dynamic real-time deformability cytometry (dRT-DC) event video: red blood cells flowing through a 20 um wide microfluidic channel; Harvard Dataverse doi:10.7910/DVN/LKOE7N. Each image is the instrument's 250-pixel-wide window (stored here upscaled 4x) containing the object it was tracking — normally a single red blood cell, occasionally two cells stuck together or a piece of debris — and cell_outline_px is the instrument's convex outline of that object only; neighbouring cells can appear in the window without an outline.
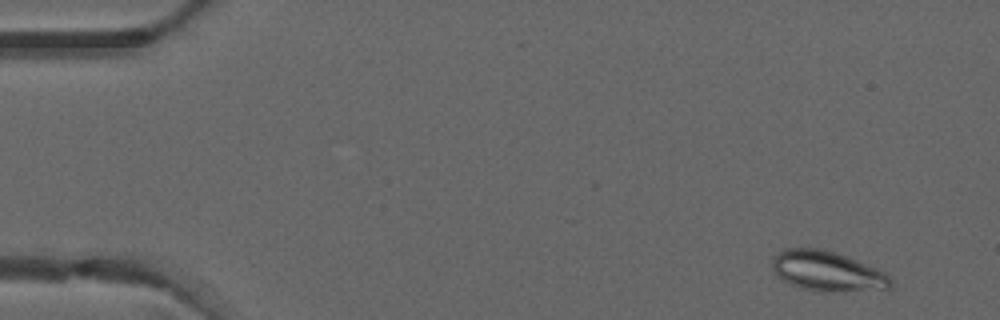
{"species": "common noctule bat (a hibernating species)", "species_latin": "Nyctalus noctula", "temperature_condition": "warm", "stored_images_in_passage": 5, "camera_frame_rate_fps": 3000, "um_per_image_px": 0.085, "animal": {"sex": "male", "forearm_length_mm": 52.5}, "frame": {"image": 1, "passage_image": 1, "time_ms": 0.0, "image_size_px": [1000, 320], "cell_outline_px": [[892, 284], [888, 288], [828, 292], [820, 292], [804, 288], [792, 284], [784, 280], [772, 268], [772, 256], [776, 252], [784, 248], [820, 248], [836, 252], [848, 256], [884, 272], [888, 276]], "centroid_in_image_um": [70.27, 23.02], "position_along_channel_um": 14.7, "area_um2": 27.34}}